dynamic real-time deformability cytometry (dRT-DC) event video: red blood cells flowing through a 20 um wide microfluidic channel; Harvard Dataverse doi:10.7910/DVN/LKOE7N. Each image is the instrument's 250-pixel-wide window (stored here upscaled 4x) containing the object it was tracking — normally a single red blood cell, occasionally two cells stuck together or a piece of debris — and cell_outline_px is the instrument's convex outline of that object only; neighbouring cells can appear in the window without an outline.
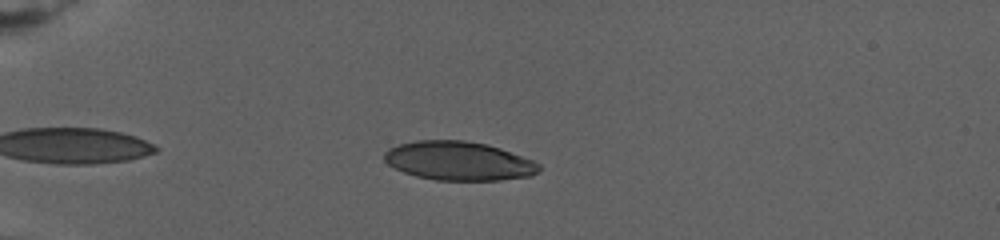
{"species": "human", "species_latin": "Homo sapiens", "temperature_condition": "warm", "stored_images_in_passage": 61, "camera_frame_rate_fps": 3000, "um_per_image_px": 0.085, "donor": {"sex": "female"}, "frame": {"image": 1, "passage_image": 14, "time_ms": 3.667, "image_size_px": [1000, 240], "cell_outline_px": [[540, 168], [532, 176], [500, 180], [436, 180], [416, 176], [404, 172], [388, 164], [384, 160], [384, 152], [388, 148], [400, 144], [420, 140], [460, 140], [488, 144], [500, 148], [532, 160], [540, 164]], "centroid_in_image_um": [38.98, 13.68], "position_along_channel_um": 46.0, "area_um2": 34.91}}
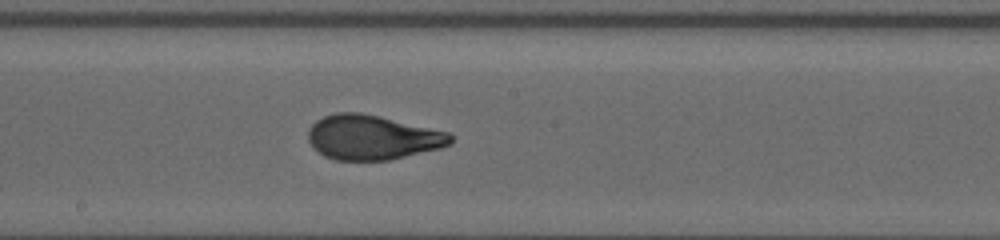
{"frame": {"image": 2, "passage_image": 36, "time_ms": 11.667, "image_size_px": [1000, 240], "cell_outline_px": [[452, 144], [440, 148], [388, 160], [336, 160], [324, 156], [312, 148], [308, 140], [308, 132], [312, 124], [316, 120], [324, 116], [336, 112], [360, 112], [448, 132], [452, 136]], "centroid_in_image_um": [31.61, 11.68], "position_along_channel_um": 216.6, "area_um2": 36.88}}
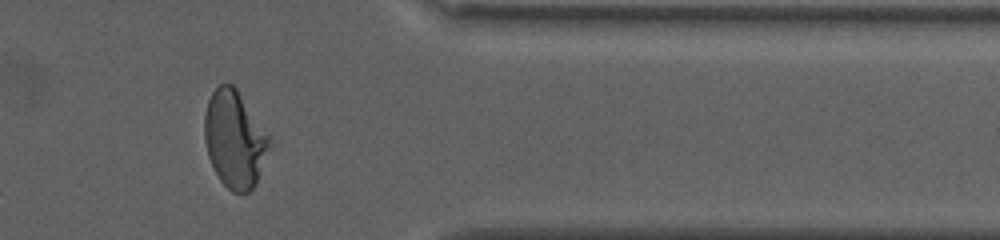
{"frame": {"image": 3, "passage_image": 56, "time_ms": 18.667, "image_size_px": [1000, 240], "cell_outline_px": [[276, 144], [256, 184], [248, 192], [232, 192], [220, 180], [208, 156], [204, 140], [204, 116], [208, 100], [212, 92], [220, 84], [232, 84], [236, 88]], "centroid_in_image_um": [20.01, 11.86], "position_along_channel_um": 391.4, "area_um2": 37.45}, "authors_computed_cell_mechanics": {"area_um2": 36.0672, "velocity_mm_per_s": 2.6527, "shape_relaxation_time_tau1_ms": 9.6429, "shape_relaxation_time_tau2_ms": null, "deformation_change_tau1": 0.2889, "deformation_change_tau2": null}}